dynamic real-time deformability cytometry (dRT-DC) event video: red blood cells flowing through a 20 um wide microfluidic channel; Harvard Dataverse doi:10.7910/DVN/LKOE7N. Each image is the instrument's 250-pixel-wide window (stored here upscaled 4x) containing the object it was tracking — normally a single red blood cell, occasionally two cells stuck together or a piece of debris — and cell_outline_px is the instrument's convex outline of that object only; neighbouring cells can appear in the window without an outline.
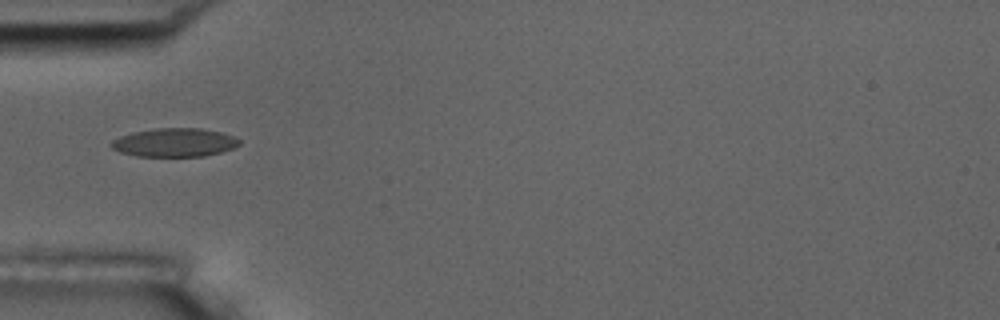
{"species": "common noctule bat (a hibernating species)", "species_latin": "Nyctalus noctula", "temperature_condition": "room temperature", "stored_images_in_passage": 28, "camera_frame_rate_fps": 3000, "um_per_image_px": 0.085, "animal": {"sex": "male", "body_mass_g": 17.5, "forearm_length_mm": 52.3}, "frame": {"image": 1, "passage_image": 1, "time_ms": 0.0, "image_size_px": [1000, 320], "cell_outline_px": [[240, 144], [232, 148], [220, 152], [204, 156], [136, 156], [120, 152], [112, 148], [108, 144], [112, 140], [120, 136], [132, 132], [152, 128], [200, 128], [220, 132], [232, 136], [240, 140]], "centroid_in_image_um": [14.78, 12.1], "position_along_channel_um": 70.2, "area_um2": 21.33}}
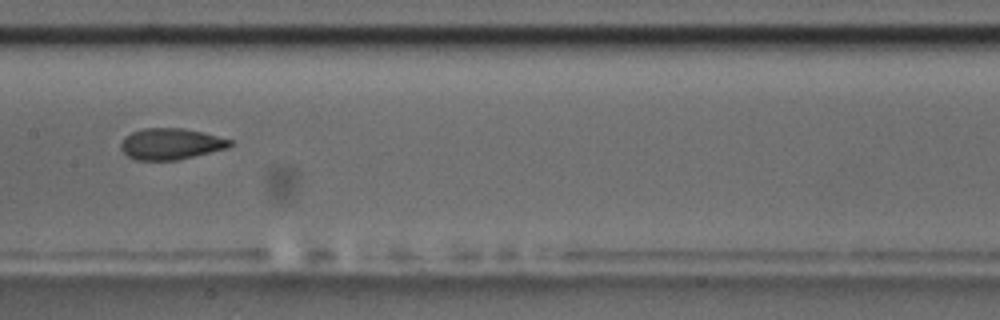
{"frame": {"image": 2, "passage_image": 11, "time_ms": 3.333, "image_size_px": [1000, 320], "cell_outline_px": [[232, 144], [228, 148], [176, 160], [136, 160], [128, 156], [120, 148], [120, 144], [124, 136], [132, 132], [144, 128], [184, 128], [204, 132], [232, 140]], "centroid_in_image_um": [14.51, 12.22], "position_along_channel_um": 192.9, "area_um2": 19.88}}
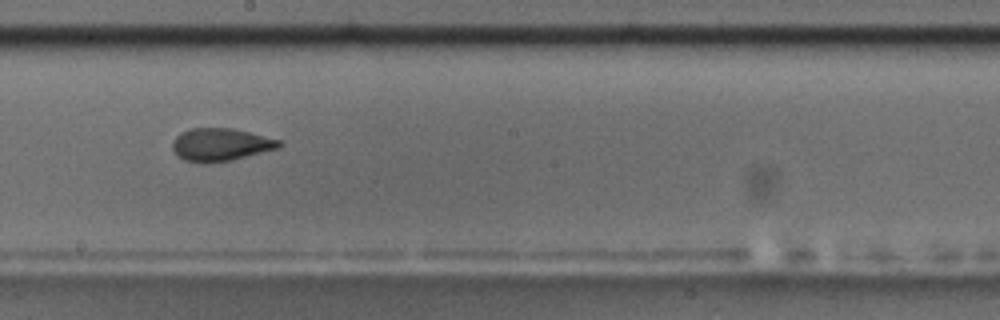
{"frame": {"image": 3, "passage_image": 14, "time_ms": 4.333, "image_size_px": [1000, 320], "cell_outline_px": [[280, 148], [232, 160], [204, 164], [184, 160], [172, 148], [172, 144], [176, 136], [180, 132], [192, 128], [232, 128], [280, 140]], "centroid_in_image_um": [18.74, 12.3], "position_along_channel_um": 229.5, "area_um2": 20.29}, "authors_computed_cell_mechanics": {"area_um2": 19.9121, "velocity_mm_per_s": 3.6728, "shape_relaxation_time_tau1_ms": 10.0733, "shape_relaxation_time_tau2_ms": 2.0305, "deformation_change_tau1": 0.2125, "deformation_change_tau2": 0.0745}}